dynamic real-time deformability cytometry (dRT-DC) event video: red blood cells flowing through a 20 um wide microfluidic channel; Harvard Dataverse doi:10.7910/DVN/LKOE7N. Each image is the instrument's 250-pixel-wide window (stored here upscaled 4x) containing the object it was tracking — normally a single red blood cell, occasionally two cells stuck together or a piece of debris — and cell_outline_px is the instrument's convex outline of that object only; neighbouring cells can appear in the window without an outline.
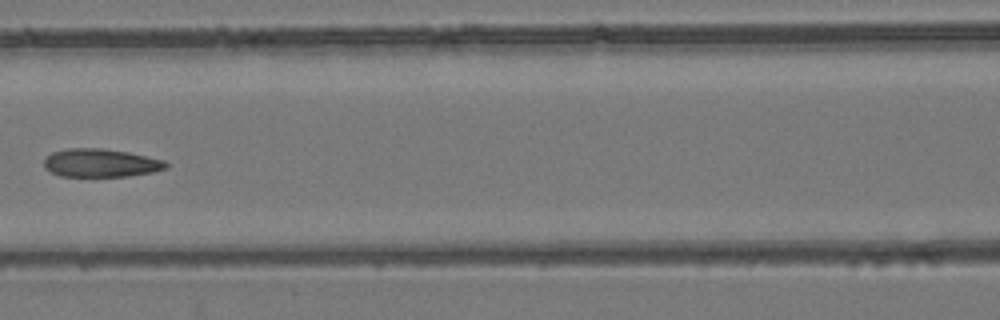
{"species": "common noctule bat (a hibernating species)", "species_latin": "Nyctalus noctula", "temperature_condition": "room temperature", "stored_images_in_passage": 7, "camera_frame_rate_fps": 3000, "um_per_image_px": 0.085, "animal": {"sex": "female", "body_mass_g": 24.6, "forearm_length_mm": 56.2}, "frame": {"image": 1, "passage_image": 7, "time_ms": 7.667, "image_size_px": [1000, 320], "cell_outline_px": [[168, 168], [152, 172], [128, 176], [60, 176], [44, 168], [44, 160], [52, 152], [68, 148], [100, 148], [128, 152], [164, 160], [168, 164]], "centroid_in_image_um": [8.56, 13.85], "position_along_channel_um": 158.0, "area_um2": 20.0}}